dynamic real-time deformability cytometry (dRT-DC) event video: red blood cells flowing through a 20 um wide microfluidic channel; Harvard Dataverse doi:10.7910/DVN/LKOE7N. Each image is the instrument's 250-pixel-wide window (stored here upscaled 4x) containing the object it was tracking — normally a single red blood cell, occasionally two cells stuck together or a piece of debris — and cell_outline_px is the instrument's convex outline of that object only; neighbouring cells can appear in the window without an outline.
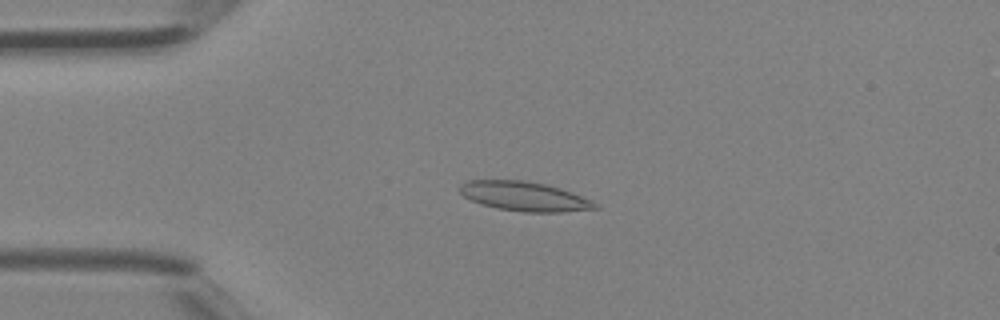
{"species": "Egyptian fruit bat (a non-hibernating species)", "species_latin": "Rousettus aegyptiacus", "temperature_condition": "room temperature", "stored_images_in_passage": 41, "camera_frame_rate_fps": 3000, "um_per_image_px": 0.085, "animal": {"sex": "female"}, "frame": {"image": 1, "passage_image": 10, "time_ms": 3.0, "image_size_px": [1000, 320], "cell_outline_px": [[600, 208], [564, 212], [524, 212], [496, 208], [472, 200], [464, 196], [460, 192], [460, 184], [468, 180], [520, 180], [544, 184], [560, 188], [592, 200]], "centroid_in_image_um": [44.58, 16.69], "position_along_channel_um": 40.4, "area_um2": 22.95}}
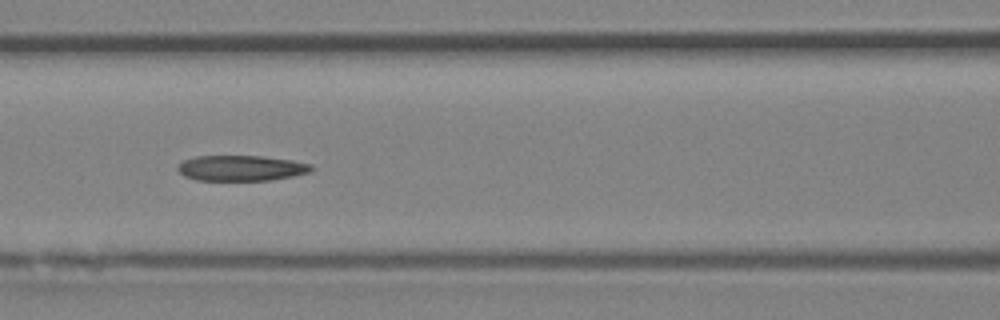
{"frame": {"image": 2, "passage_image": 18, "time_ms": 5.667, "image_size_px": [1000, 320], "cell_outline_px": [[316, 168], [312, 172], [272, 180], [196, 180], [184, 176], [176, 168], [176, 164], [184, 160], [196, 156], [264, 156], [292, 160], [312, 164]], "centroid_in_image_um": [20.53, 14.28], "position_along_channel_um": 146.1, "area_um2": 20.11}}
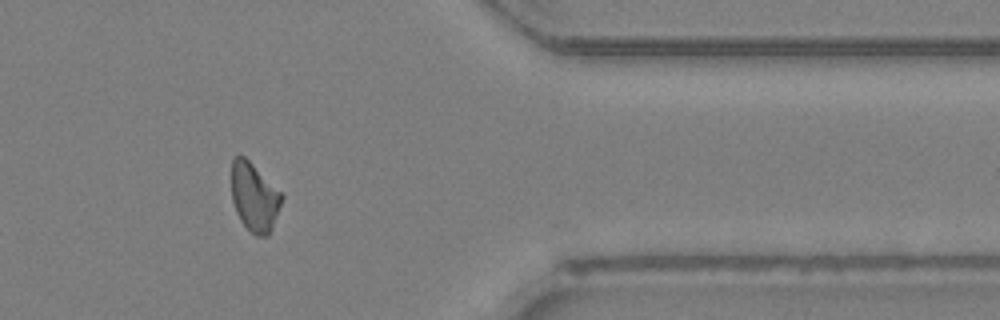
{"frame": {"image": 3, "passage_image": 34, "time_ms": 11.0, "image_size_px": [1000, 320], "cell_outline_px": [[284, 196], [268, 236], [256, 236], [240, 220], [236, 212], [232, 200], [232, 160], [236, 156], [244, 156]], "centroid_in_image_um": [21.6, 16.76], "position_along_channel_um": 389.8, "area_um2": 19.54}}